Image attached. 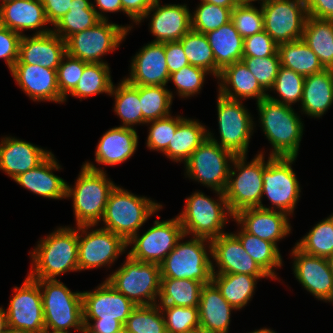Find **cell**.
I'll return each instance as SVG.
<instances>
[{
    "label": "cell",
    "instance_id": "cell-18",
    "mask_svg": "<svg viewBox=\"0 0 333 333\" xmlns=\"http://www.w3.org/2000/svg\"><path fill=\"white\" fill-rule=\"evenodd\" d=\"M82 308L83 322L102 318L125 325L136 305L105 280L96 290L82 292Z\"/></svg>",
    "mask_w": 333,
    "mask_h": 333
},
{
    "label": "cell",
    "instance_id": "cell-24",
    "mask_svg": "<svg viewBox=\"0 0 333 333\" xmlns=\"http://www.w3.org/2000/svg\"><path fill=\"white\" fill-rule=\"evenodd\" d=\"M127 82L136 86H166L170 74L164 51V43L151 42L141 48L131 63Z\"/></svg>",
    "mask_w": 333,
    "mask_h": 333
},
{
    "label": "cell",
    "instance_id": "cell-22",
    "mask_svg": "<svg viewBox=\"0 0 333 333\" xmlns=\"http://www.w3.org/2000/svg\"><path fill=\"white\" fill-rule=\"evenodd\" d=\"M288 214L274 208L265 209L255 207L240 210L234 215V220L242 224V228L249 234L272 242H277L290 233Z\"/></svg>",
    "mask_w": 333,
    "mask_h": 333
},
{
    "label": "cell",
    "instance_id": "cell-41",
    "mask_svg": "<svg viewBox=\"0 0 333 333\" xmlns=\"http://www.w3.org/2000/svg\"><path fill=\"white\" fill-rule=\"evenodd\" d=\"M109 95L115 96L114 111L123 122L121 127L133 128L134 124L147 123L142 116L138 86L132 85L124 79L119 86L112 85Z\"/></svg>",
    "mask_w": 333,
    "mask_h": 333
},
{
    "label": "cell",
    "instance_id": "cell-3",
    "mask_svg": "<svg viewBox=\"0 0 333 333\" xmlns=\"http://www.w3.org/2000/svg\"><path fill=\"white\" fill-rule=\"evenodd\" d=\"M256 104L262 129L274 148L270 156L297 158L303 124L294 109L268 97Z\"/></svg>",
    "mask_w": 333,
    "mask_h": 333
},
{
    "label": "cell",
    "instance_id": "cell-59",
    "mask_svg": "<svg viewBox=\"0 0 333 333\" xmlns=\"http://www.w3.org/2000/svg\"><path fill=\"white\" fill-rule=\"evenodd\" d=\"M122 9L135 23L141 22L146 12L157 0H121Z\"/></svg>",
    "mask_w": 333,
    "mask_h": 333
},
{
    "label": "cell",
    "instance_id": "cell-45",
    "mask_svg": "<svg viewBox=\"0 0 333 333\" xmlns=\"http://www.w3.org/2000/svg\"><path fill=\"white\" fill-rule=\"evenodd\" d=\"M179 41L190 65L202 68L215 76V57L206 34L191 29Z\"/></svg>",
    "mask_w": 333,
    "mask_h": 333
},
{
    "label": "cell",
    "instance_id": "cell-25",
    "mask_svg": "<svg viewBox=\"0 0 333 333\" xmlns=\"http://www.w3.org/2000/svg\"><path fill=\"white\" fill-rule=\"evenodd\" d=\"M152 11L155 12L150 22V31L156 36L152 42L179 41L191 30V13L186 4L160 6L159 0H157L142 19L147 18Z\"/></svg>",
    "mask_w": 333,
    "mask_h": 333
},
{
    "label": "cell",
    "instance_id": "cell-53",
    "mask_svg": "<svg viewBox=\"0 0 333 333\" xmlns=\"http://www.w3.org/2000/svg\"><path fill=\"white\" fill-rule=\"evenodd\" d=\"M87 64V62L71 57L68 54L63 57L56 71L58 87L61 96L65 99L64 101H66V96L75 89Z\"/></svg>",
    "mask_w": 333,
    "mask_h": 333
},
{
    "label": "cell",
    "instance_id": "cell-54",
    "mask_svg": "<svg viewBox=\"0 0 333 333\" xmlns=\"http://www.w3.org/2000/svg\"><path fill=\"white\" fill-rule=\"evenodd\" d=\"M208 73L202 68L189 64L170 74L169 81H173L181 97H190V95L198 94L204 82L205 74Z\"/></svg>",
    "mask_w": 333,
    "mask_h": 333
},
{
    "label": "cell",
    "instance_id": "cell-11",
    "mask_svg": "<svg viewBox=\"0 0 333 333\" xmlns=\"http://www.w3.org/2000/svg\"><path fill=\"white\" fill-rule=\"evenodd\" d=\"M235 155L207 138L185 162L187 175L211 187L224 192L228 183L230 165Z\"/></svg>",
    "mask_w": 333,
    "mask_h": 333
},
{
    "label": "cell",
    "instance_id": "cell-73",
    "mask_svg": "<svg viewBox=\"0 0 333 333\" xmlns=\"http://www.w3.org/2000/svg\"><path fill=\"white\" fill-rule=\"evenodd\" d=\"M81 332H82V333H88L85 329H83Z\"/></svg>",
    "mask_w": 333,
    "mask_h": 333
},
{
    "label": "cell",
    "instance_id": "cell-5",
    "mask_svg": "<svg viewBox=\"0 0 333 333\" xmlns=\"http://www.w3.org/2000/svg\"><path fill=\"white\" fill-rule=\"evenodd\" d=\"M126 259L106 281L136 306L158 304L155 299L160 294V265L134 260L128 254Z\"/></svg>",
    "mask_w": 333,
    "mask_h": 333
},
{
    "label": "cell",
    "instance_id": "cell-44",
    "mask_svg": "<svg viewBox=\"0 0 333 333\" xmlns=\"http://www.w3.org/2000/svg\"><path fill=\"white\" fill-rule=\"evenodd\" d=\"M303 253L328 258L333 254V215L317 223L295 245Z\"/></svg>",
    "mask_w": 333,
    "mask_h": 333
},
{
    "label": "cell",
    "instance_id": "cell-38",
    "mask_svg": "<svg viewBox=\"0 0 333 333\" xmlns=\"http://www.w3.org/2000/svg\"><path fill=\"white\" fill-rule=\"evenodd\" d=\"M248 274H213L212 282L220 290L224 299L235 309L246 306L252 298L255 284L259 278Z\"/></svg>",
    "mask_w": 333,
    "mask_h": 333
},
{
    "label": "cell",
    "instance_id": "cell-2",
    "mask_svg": "<svg viewBox=\"0 0 333 333\" xmlns=\"http://www.w3.org/2000/svg\"><path fill=\"white\" fill-rule=\"evenodd\" d=\"M115 186L102 169L89 162L83 164L74 189L67 184L66 190V197H73L77 226L94 227L100 222L109 194Z\"/></svg>",
    "mask_w": 333,
    "mask_h": 333
},
{
    "label": "cell",
    "instance_id": "cell-19",
    "mask_svg": "<svg viewBox=\"0 0 333 333\" xmlns=\"http://www.w3.org/2000/svg\"><path fill=\"white\" fill-rule=\"evenodd\" d=\"M291 254L295 257L294 275L302 286L319 300L333 302V273L328 259L305 254L296 246Z\"/></svg>",
    "mask_w": 333,
    "mask_h": 333
},
{
    "label": "cell",
    "instance_id": "cell-51",
    "mask_svg": "<svg viewBox=\"0 0 333 333\" xmlns=\"http://www.w3.org/2000/svg\"><path fill=\"white\" fill-rule=\"evenodd\" d=\"M242 61L265 90L273 87L278 74L280 58L278 52L267 57H243Z\"/></svg>",
    "mask_w": 333,
    "mask_h": 333
},
{
    "label": "cell",
    "instance_id": "cell-66",
    "mask_svg": "<svg viewBox=\"0 0 333 333\" xmlns=\"http://www.w3.org/2000/svg\"><path fill=\"white\" fill-rule=\"evenodd\" d=\"M5 333H33V332L8 326Z\"/></svg>",
    "mask_w": 333,
    "mask_h": 333
},
{
    "label": "cell",
    "instance_id": "cell-49",
    "mask_svg": "<svg viewBox=\"0 0 333 333\" xmlns=\"http://www.w3.org/2000/svg\"><path fill=\"white\" fill-rule=\"evenodd\" d=\"M167 333H193L200 326L198 307L160 306ZM165 312V313H164Z\"/></svg>",
    "mask_w": 333,
    "mask_h": 333
},
{
    "label": "cell",
    "instance_id": "cell-31",
    "mask_svg": "<svg viewBox=\"0 0 333 333\" xmlns=\"http://www.w3.org/2000/svg\"><path fill=\"white\" fill-rule=\"evenodd\" d=\"M235 310L222 296L217 286L204 284L198 305L200 326L221 333H228L231 310Z\"/></svg>",
    "mask_w": 333,
    "mask_h": 333
},
{
    "label": "cell",
    "instance_id": "cell-55",
    "mask_svg": "<svg viewBox=\"0 0 333 333\" xmlns=\"http://www.w3.org/2000/svg\"><path fill=\"white\" fill-rule=\"evenodd\" d=\"M278 52V44L263 30L244 39L243 57H267Z\"/></svg>",
    "mask_w": 333,
    "mask_h": 333
},
{
    "label": "cell",
    "instance_id": "cell-68",
    "mask_svg": "<svg viewBox=\"0 0 333 333\" xmlns=\"http://www.w3.org/2000/svg\"><path fill=\"white\" fill-rule=\"evenodd\" d=\"M251 333H275V332L273 330L263 328V329L255 330Z\"/></svg>",
    "mask_w": 333,
    "mask_h": 333
},
{
    "label": "cell",
    "instance_id": "cell-42",
    "mask_svg": "<svg viewBox=\"0 0 333 333\" xmlns=\"http://www.w3.org/2000/svg\"><path fill=\"white\" fill-rule=\"evenodd\" d=\"M113 82L107 63H88L75 89L70 93L74 97L87 98L100 93L110 94Z\"/></svg>",
    "mask_w": 333,
    "mask_h": 333
},
{
    "label": "cell",
    "instance_id": "cell-26",
    "mask_svg": "<svg viewBox=\"0 0 333 333\" xmlns=\"http://www.w3.org/2000/svg\"><path fill=\"white\" fill-rule=\"evenodd\" d=\"M0 143V169L12 179L41 164L50 154L29 142L6 137Z\"/></svg>",
    "mask_w": 333,
    "mask_h": 333
},
{
    "label": "cell",
    "instance_id": "cell-47",
    "mask_svg": "<svg viewBox=\"0 0 333 333\" xmlns=\"http://www.w3.org/2000/svg\"><path fill=\"white\" fill-rule=\"evenodd\" d=\"M305 77L295 71L280 66L274 85L271 90H276L282 100H278L268 94L272 101L291 106L292 103L301 101L303 95Z\"/></svg>",
    "mask_w": 333,
    "mask_h": 333
},
{
    "label": "cell",
    "instance_id": "cell-32",
    "mask_svg": "<svg viewBox=\"0 0 333 333\" xmlns=\"http://www.w3.org/2000/svg\"><path fill=\"white\" fill-rule=\"evenodd\" d=\"M206 36L215 57L216 78L226 66L242 61L244 39L231 21L216 30L207 32Z\"/></svg>",
    "mask_w": 333,
    "mask_h": 333
},
{
    "label": "cell",
    "instance_id": "cell-10",
    "mask_svg": "<svg viewBox=\"0 0 333 333\" xmlns=\"http://www.w3.org/2000/svg\"><path fill=\"white\" fill-rule=\"evenodd\" d=\"M129 30L130 26L108 23V19L100 20L92 28L75 33L66 40L67 54L87 63H105L101 57L118 48Z\"/></svg>",
    "mask_w": 333,
    "mask_h": 333
},
{
    "label": "cell",
    "instance_id": "cell-21",
    "mask_svg": "<svg viewBox=\"0 0 333 333\" xmlns=\"http://www.w3.org/2000/svg\"><path fill=\"white\" fill-rule=\"evenodd\" d=\"M211 256L217 263L218 270L213 274H248L268 276L248 255L240 240L232 233H224L211 240Z\"/></svg>",
    "mask_w": 333,
    "mask_h": 333
},
{
    "label": "cell",
    "instance_id": "cell-50",
    "mask_svg": "<svg viewBox=\"0 0 333 333\" xmlns=\"http://www.w3.org/2000/svg\"><path fill=\"white\" fill-rule=\"evenodd\" d=\"M231 22L243 39L264 30V17L261 9L252 4H238L231 11Z\"/></svg>",
    "mask_w": 333,
    "mask_h": 333
},
{
    "label": "cell",
    "instance_id": "cell-27",
    "mask_svg": "<svg viewBox=\"0 0 333 333\" xmlns=\"http://www.w3.org/2000/svg\"><path fill=\"white\" fill-rule=\"evenodd\" d=\"M59 168L58 162L51 153L37 167L19 174L13 180L42 197L51 199L67 198V182L52 173V170H59Z\"/></svg>",
    "mask_w": 333,
    "mask_h": 333
},
{
    "label": "cell",
    "instance_id": "cell-30",
    "mask_svg": "<svg viewBox=\"0 0 333 333\" xmlns=\"http://www.w3.org/2000/svg\"><path fill=\"white\" fill-rule=\"evenodd\" d=\"M1 25L21 34L49 23L41 0H13L0 6ZM21 31V32H20Z\"/></svg>",
    "mask_w": 333,
    "mask_h": 333
},
{
    "label": "cell",
    "instance_id": "cell-43",
    "mask_svg": "<svg viewBox=\"0 0 333 333\" xmlns=\"http://www.w3.org/2000/svg\"><path fill=\"white\" fill-rule=\"evenodd\" d=\"M143 119L146 122L167 117L172 104V92L165 86H138Z\"/></svg>",
    "mask_w": 333,
    "mask_h": 333
},
{
    "label": "cell",
    "instance_id": "cell-39",
    "mask_svg": "<svg viewBox=\"0 0 333 333\" xmlns=\"http://www.w3.org/2000/svg\"><path fill=\"white\" fill-rule=\"evenodd\" d=\"M202 282L190 279L161 278V306L198 307Z\"/></svg>",
    "mask_w": 333,
    "mask_h": 333
},
{
    "label": "cell",
    "instance_id": "cell-33",
    "mask_svg": "<svg viewBox=\"0 0 333 333\" xmlns=\"http://www.w3.org/2000/svg\"><path fill=\"white\" fill-rule=\"evenodd\" d=\"M302 111L311 117L322 116L333 104V69L305 77Z\"/></svg>",
    "mask_w": 333,
    "mask_h": 333
},
{
    "label": "cell",
    "instance_id": "cell-35",
    "mask_svg": "<svg viewBox=\"0 0 333 333\" xmlns=\"http://www.w3.org/2000/svg\"><path fill=\"white\" fill-rule=\"evenodd\" d=\"M69 11L55 25V34L66 41L71 35L92 28L107 18L89 0H72Z\"/></svg>",
    "mask_w": 333,
    "mask_h": 333
},
{
    "label": "cell",
    "instance_id": "cell-6",
    "mask_svg": "<svg viewBox=\"0 0 333 333\" xmlns=\"http://www.w3.org/2000/svg\"><path fill=\"white\" fill-rule=\"evenodd\" d=\"M245 155L235 156L232 160L237 172L229 170V178L224 191L231 214L234 216L240 210L259 207L265 209L261 202L263 197L262 173L266 168L263 154H258L250 163H246ZM236 178H235V177ZM234 177V179H233Z\"/></svg>",
    "mask_w": 333,
    "mask_h": 333
},
{
    "label": "cell",
    "instance_id": "cell-60",
    "mask_svg": "<svg viewBox=\"0 0 333 333\" xmlns=\"http://www.w3.org/2000/svg\"><path fill=\"white\" fill-rule=\"evenodd\" d=\"M308 16L333 20V0H304Z\"/></svg>",
    "mask_w": 333,
    "mask_h": 333
},
{
    "label": "cell",
    "instance_id": "cell-56",
    "mask_svg": "<svg viewBox=\"0 0 333 333\" xmlns=\"http://www.w3.org/2000/svg\"><path fill=\"white\" fill-rule=\"evenodd\" d=\"M21 34L16 33L5 26H0V58L5 59L9 70L13 68L19 59V43Z\"/></svg>",
    "mask_w": 333,
    "mask_h": 333
},
{
    "label": "cell",
    "instance_id": "cell-9",
    "mask_svg": "<svg viewBox=\"0 0 333 333\" xmlns=\"http://www.w3.org/2000/svg\"><path fill=\"white\" fill-rule=\"evenodd\" d=\"M176 243L174 249L160 263L161 278L190 279L203 284L212 282V261L210 260L204 242H209L211 255V240L194 237L187 242Z\"/></svg>",
    "mask_w": 333,
    "mask_h": 333
},
{
    "label": "cell",
    "instance_id": "cell-65",
    "mask_svg": "<svg viewBox=\"0 0 333 333\" xmlns=\"http://www.w3.org/2000/svg\"><path fill=\"white\" fill-rule=\"evenodd\" d=\"M193 333H221L212 329H207V328H203L202 326H198Z\"/></svg>",
    "mask_w": 333,
    "mask_h": 333
},
{
    "label": "cell",
    "instance_id": "cell-67",
    "mask_svg": "<svg viewBox=\"0 0 333 333\" xmlns=\"http://www.w3.org/2000/svg\"><path fill=\"white\" fill-rule=\"evenodd\" d=\"M41 333H69L67 330H53L49 331V328H45Z\"/></svg>",
    "mask_w": 333,
    "mask_h": 333
},
{
    "label": "cell",
    "instance_id": "cell-17",
    "mask_svg": "<svg viewBox=\"0 0 333 333\" xmlns=\"http://www.w3.org/2000/svg\"><path fill=\"white\" fill-rule=\"evenodd\" d=\"M6 311L9 327L20 328L33 333L45 329L41 289L38 282L27 277L20 288L15 287Z\"/></svg>",
    "mask_w": 333,
    "mask_h": 333
},
{
    "label": "cell",
    "instance_id": "cell-7",
    "mask_svg": "<svg viewBox=\"0 0 333 333\" xmlns=\"http://www.w3.org/2000/svg\"><path fill=\"white\" fill-rule=\"evenodd\" d=\"M216 193L219 195L218 202L202 192H195L186 199L184 211L178 216L185 236L193 233L194 237L212 240L224 234L222 229L227 215L232 218L234 216L228 207L224 192Z\"/></svg>",
    "mask_w": 333,
    "mask_h": 333
},
{
    "label": "cell",
    "instance_id": "cell-72",
    "mask_svg": "<svg viewBox=\"0 0 333 333\" xmlns=\"http://www.w3.org/2000/svg\"><path fill=\"white\" fill-rule=\"evenodd\" d=\"M9 1H13V0H2V4L6 3V2H9Z\"/></svg>",
    "mask_w": 333,
    "mask_h": 333
},
{
    "label": "cell",
    "instance_id": "cell-37",
    "mask_svg": "<svg viewBox=\"0 0 333 333\" xmlns=\"http://www.w3.org/2000/svg\"><path fill=\"white\" fill-rule=\"evenodd\" d=\"M278 54L281 66L289 68L304 77L325 69L318 56L302 39L279 44Z\"/></svg>",
    "mask_w": 333,
    "mask_h": 333
},
{
    "label": "cell",
    "instance_id": "cell-70",
    "mask_svg": "<svg viewBox=\"0 0 333 333\" xmlns=\"http://www.w3.org/2000/svg\"><path fill=\"white\" fill-rule=\"evenodd\" d=\"M114 333H131L125 326H122L119 330Z\"/></svg>",
    "mask_w": 333,
    "mask_h": 333
},
{
    "label": "cell",
    "instance_id": "cell-8",
    "mask_svg": "<svg viewBox=\"0 0 333 333\" xmlns=\"http://www.w3.org/2000/svg\"><path fill=\"white\" fill-rule=\"evenodd\" d=\"M40 286L45 328L84 329L82 292H71L57 279L36 280ZM43 289V290H42Z\"/></svg>",
    "mask_w": 333,
    "mask_h": 333
},
{
    "label": "cell",
    "instance_id": "cell-20",
    "mask_svg": "<svg viewBox=\"0 0 333 333\" xmlns=\"http://www.w3.org/2000/svg\"><path fill=\"white\" fill-rule=\"evenodd\" d=\"M66 54V41L51 29H40L33 37L21 36L19 60L23 64L57 70Z\"/></svg>",
    "mask_w": 333,
    "mask_h": 333
},
{
    "label": "cell",
    "instance_id": "cell-64",
    "mask_svg": "<svg viewBox=\"0 0 333 333\" xmlns=\"http://www.w3.org/2000/svg\"><path fill=\"white\" fill-rule=\"evenodd\" d=\"M8 327L6 310L0 307V333H5Z\"/></svg>",
    "mask_w": 333,
    "mask_h": 333
},
{
    "label": "cell",
    "instance_id": "cell-40",
    "mask_svg": "<svg viewBox=\"0 0 333 333\" xmlns=\"http://www.w3.org/2000/svg\"><path fill=\"white\" fill-rule=\"evenodd\" d=\"M234 235L240 240L243 248L256 264L270 278L276 279L273 268L275 269L282 265V258L278 246L247 233L243 228H241L239 233H235Z\"/></svg>",
    "mask_w": 333,
    "mask_h": 333
},
{
    "label": "cell",
    "instance_id": "cell-12",
    "mask_svg": "<svg viewBox=\"0 0 333 333\" xmlns=\"http://www.w3.org/2000/svg\"><path fill=\"white\" fill-rule=\"evenodd\" d=\"M217 111L221 141L218 143L211 132H208V138L235 156H246L254 123L248 110L239 100H231L219 94Z\"/></svg>",
    "mask_w": 333,
    "mask_h": 333
},
{
    "label": "cell",
    "instance_id": "cell-34",
    "mask_svg": "<svg viewBox=\"0 0 333 333\" xmlns=\"http://www.w3.org/2000/svg\"><path fill=\"white\" fill-rule=\"evenodd\" d=\"M325 69H333V20L308 16L301 38Z\"/></svg>",
    "mask_w": 333,
    "mask_h": 333
},
{
    "label": "cell",
    "instance_id": "cell-16",
    "mask_svg": "<svg viewBox=\"0 0 333 333\" xmlns=\"http://www.w3.org/2000/svg\"><path fill=\"white\" fill-rule=\"evenodd\" d=\"M78 231V267L79 270L93 269L111 264L119 254L125 251L127 242L119 235L100 228L86 232L92 225L77 226Z\"/></svg>",
    "mask_w": 333,
    "mask_h": 333
},
{
    "label": "cell",
    "instance_id": "cell-52",
    "mask_svg": "<svg viewBox=\"0 0 333 333\" xmlns=\"http://www.w3.org/2000/svg\"><path fill=\"white\" fill-rule=\"evenodd\" d=\"M181 116L173 118L171 115L149 121L147 123H152L150 126V132L147 138V146L151 150H156L160 152H165L168 145L175 135V131L178 125L184 120Z\"/></svg>",
    "mask_w": 333,
    "mask_h": 333
},
{
    "label": "cell",
    "instance_id": "cell-61",
    "mask_svg": "<svg viewBox=\"0 0 333 333\" xmlns=\"http://www.w3.org/2000/svg\"><path fill=\"white\" fill-rule=\"evenodd\" d=\"M91 320H94L95 322L93 325L90 322H83L84 329L88 333H114L124 326L118 320H102V318Z\"/></svg>",
    "mask_w": 333,
    "mask_h": 333
},
{
    "label": "cell",
    "instance_id": "cell-58",
    "mask_svg": "<svg viewBox=\"0 0 333 333\" xmlns=\"http://www.w3.org/2000/svg\"><path fill=\"white\" fill-rule=\"evenodd\" d=\"M47 21L53 26L69 11L72 0H41Z\"/></svg>",
    "mask_w": 333,
    "mask_h": 333
},
{
    "label": "cell",
    "instance_id": "cell-13",
    "mask_svg": "<svg viewBox=\"0 0 333 333\" xmlns=\"http://www.w3.org/2000/svg\"><path fill=\"white\" fill-rule=\"evenodd\" d=\"M264 31L279 45L300 40L308 17L304 0H265Z\"/></svg>",
    "mask_w": 333,
    "mask_h": 333
},
{
    "label": "cell",
    "instance_id": "cell-15",
    "mask_svg": "<svg viewBox=\"0 0 333 333\" xmlns=\"http://www.w3.org/2000/svg\"><path fill=\"white\" fill-rule=\"evenodd\" d=\"M137 235L127 242V245H134L128 255L137 261L160 265L184 233L177 216L168 221L155 220L153 227L142 236Z\"/></svg>",
    "mask_w": 333,
    "mask_h": 333
},
{
    "label": "cell",
    "instance_id": "cell-29",
    "mask_svg": "<svg viewBox=\"0 0 333 333\" xmlns=\"http://www.w3.org/2000/svg\"><path fill=\"white\" fill-rule=\"evenodd\" d=\"M137 143L138 135L134 128H111L98 142L95 161L111 166L122 163L133 155Z\"/></svg>",
    "mask_w": 333,
    "mask_h": 333
},
{
    "label": "cell",
    "instance_id": "cell-63",
    "mask_svg": "<svg viewBox=\"0 0 333 333\" xmlns=\"http://www.w3.org/2000/svg\"><path fill=\"white\" fill-rule=\"evenodd\" d=\"M201 2L223 6L226 8H234L236 5H238L237 0H201Z\"/></svg>",
    "mask_w": 333,
    "mask_h": 333
},
{
    "label": "cell",
    "instance_id": "cell-69",
    "mask_svg": "<svg viewBox=\"0 0 333 333\" xmlns=\"http://www.w3.org/2000/svg\"><path fill=\"white\" fill-rule=\"evenodd\" d=\"M252 1H257V0H237L238 4H252L251 2ZM262 3L265 1V0H261Z\"/></svg>",
    "mask_w": 333,
    "mask_h": 333
},
{
    "label": "cell",
    "instance_id": "cell-1",
    "mask_svg": "<svg viewBox=\"0 0 333 333\" xmlns=\"http://www.w3.org/2000/svg\"><path fill=\"white\" fill-rule=\"evenodd\" d=\"M31 256L35 266L32 264L28 276L34 280H56V276L65 272L79 271L78 230L58 228L40 240Z\"/></svg>",
    "mask_w": 333,
    "mask_h": 333
},
{
    "label": "cell",
    "instance_id": "cell-36",
    "mask_svg": "<svg viewBox=\"0 0 333 333\" xmlns=\"http://www.w3.org/2000/svg\"><path fill=\"white\" fill-rule=\"evenodd\" d=\"M207 138L208 132L203 125L198 121L184 119L178 125L164 154L175 162H186Z\"/></svg>",
    "mask_w": 333,
    "mask_h": 333
},
{
    "label": "cell",
    "instance_id": "cell-48",
    "mask_svg": "<svg viewBox=\"0 0 333 333\" xmlns=\"http://www.w3.org/2000/svg\"><path fill=\"white\" fill-rule=\"evenodd\" d=\"M232 9L201 2L191 14V29L204 34L216 30L231 21Z\"/></svg>",
    "mask_w": 333,
    "mask_h": 333
},
{
    "label": "cell",
    "instance_id": "cell-14",
    "mask_svg": "<svg viewBox=\"0 0 333 333\" xmlns=\"http://www.w3.org/2000/svg\"><path fill=\"white\" fill-rule=\"evenodd\" d=\"M296 157H268L263 170V190L278 211L293 213L300 197V186L291 164Z\"/></svg>",
    "mask_w": 333,
    "mask_h": 333
},
{
    "label": "cell",
    "instance_id": "cell-4",
    "mask_svg": "<svg viewBox=\"0 0 333 333\" xmlns=\"http://www.w3.org/2000/svg\"><path fill=\"white\" fill-rule=\"evenodd\" d=\"M162 205L147 199L138 197L127 190L115 186L108 197V202L102 217L105 226L109 230L121 236L128 242L147 219Z\"/></svg>",
    "mask_w": 333,
    "mask_h": 333
},
{
    "label": "cell",
    "instance_id": "cell-46",
    "mask_svg": "<svg viewBox=\"0 0 333 333\" xmlns=\"http://www.w3.org/2000/svg\"><path fill=\"white\" fill-rule=\"evenodd\" d=\"M163 315L157 304L136 306L124 326L131 333H167Z\"/></svg>",
    "mask_w": 333,
    "mask_h": 333
},
{
    "label": "cell",
    "instance_id": "cell-71",
    "mask_svg": "<svg viewBox=\"0 0 333 333\" xmlns=\"http://www.w3.org/2000/svg\"><path fill=\"white\" fill-rule=\"evenodd\" d=\"M327 259L330 265L331 272L333 273V254L330 255Z\"/></svg>",
    "mask_w": 333,
    "mask_h": 333
},
{
    "label": "cell",
    "instance_id": "cell-57",
    "mask_svg": "<svg viewBox=\"0 0 333 333\" xmlns=\"http://www.w3.org/2000/svg\"><path fill=\"white\" fill-rule=\"evenodd\" d=\"M164 51L169 74L179 71L189 65V61L180 41L164 43Z\"/></svg>",
    "mask_w": 333,
    "mask_h": 333
},
{
    "label": "cell",
    "instance_id": "cell-23",
    "mask_svg": "<svg viewBox=\"0 0 333 333\" xmlns=\"http://www.w3.org/2000/svg\"><path fill=\"white\" fill-rule=\"evenodd\" d=\"M10 71L17 85L34 101L64 102L58 87L56 70L37 64H23L18 59Z\"/></svg>",
    "mask_w": 333,
    "mask_h": 333
},
{
    "label": "cell",
    "instance_id": "cell-28",
    "mask_svg": "<svg viewBox=\"0 0 333 333\" xmlns=\"http://www.w3.org/2000/svg\"><path fill=\"white\" fill-rule=\"evenodd\" d=\"M218 79L222 80L219 84V94L225 98L240 100L253 97L258 103L268 96L243 61L226 66L220 72ZM230 85L233 92L230 90Z\"/></svg>",
    "mask_w": 333,
    "mask_h": 333
},
{
    "label": "cell",
    "instance_id": "cell-62",
    "mask_svg": "<svg viewBox=\"0 0 333 333\" xmlns=\"http://www.w3.org/2000/svg\"><path fill=\"white\" fill-rule=\"evenodd\" d=\"M102 12L123 11L121 0H94Z\"/></svg>",
    "mask_w": 333,
    "mask_h": 333
}]
</instances>
